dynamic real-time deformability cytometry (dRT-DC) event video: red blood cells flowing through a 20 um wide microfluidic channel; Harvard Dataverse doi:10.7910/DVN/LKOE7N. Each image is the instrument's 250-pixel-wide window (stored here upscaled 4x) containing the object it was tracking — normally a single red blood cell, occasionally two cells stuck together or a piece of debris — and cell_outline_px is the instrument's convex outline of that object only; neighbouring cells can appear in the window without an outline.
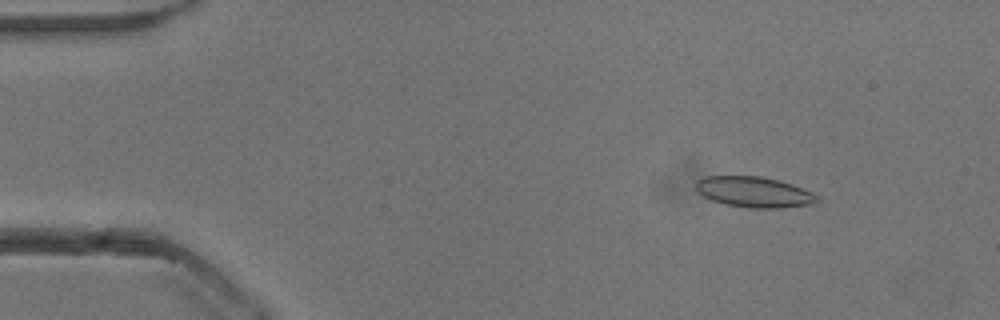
{"species": "common noctule bat (a hibernating species)", "species_latin": "Nyctalus noctula", "temperature_condition": "cold", "stored_images_in_passage": 52, "camera_frame_rate_fps": 3000, "um_per_image_px": 0.085, "animal": {"sex": "male", "body_mass_g": 13.3}, "frame": {"image": 1, "passage_image": 6, "time_ms": 1.667, "image_size_px": [1000, 320], "cell_outline_px": [[820, 200], [812, 204], [784, 208], [748, 208], [724, 204], [712, 200], [704, 196], [696, 188], [696, 180], [704, 176], [760, 176], [780, 180], [792, 184], [812, 192], [820, 196]], "centroid_in_image_um": [64.13, 16.32], "position_along_channel_um": 20.9, "area_um2": 21.85}}
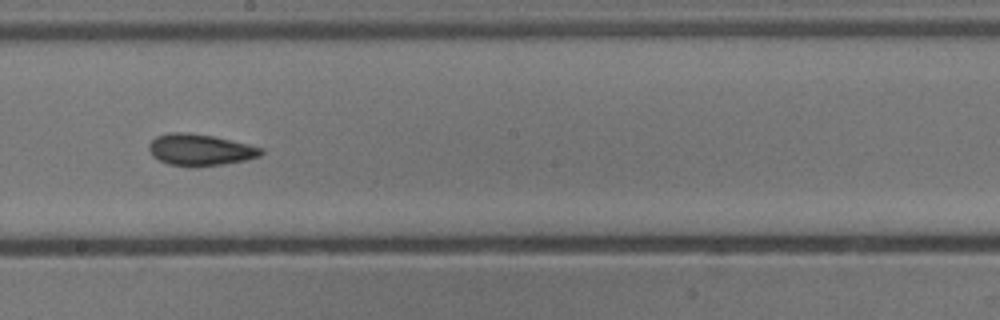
{"frame": {"image": 2, "passage_image": 29, "time_ms": 9.333, "image_size_px": [1000, 320], "cell_outline_px": [[264, 152], [260, 156], [244, 160], [224, 164], [192, 168], [168, 164], [152, 156], [148, 148], [148, 144], [156, 136], [168, 132], [188, 132], [212, 136], [248, 144], [264, 148]], "centroid_in_image_um": [16.99, 12.74], "position_along_channel_um": 231.2, "area_um2": 20.87}}
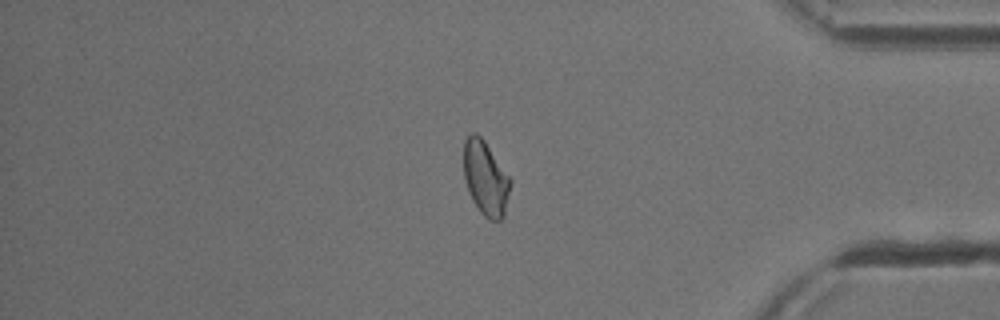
{"frame": {"image": 3, "passage_image": 44, "time_ms": 14.333, "image_size_px": [1000, 320], "cell_outline_px": [[512, 184], [504, 216], [500, 220], [492, 220], [484, 216], [480, 212], [472, 200], [468, 192], [464, 180], [464, 140], [472, 132], [476, 132], [484, 140], [512, 180]], "centroid_in_image_um": [41.28, 15.15], "position_along_channel_um": 393.9, "area_um2": 20.4}, "authors_computed_cell_mechanics": {"area_um2": 20.7213, "velocity_mm_per_s": 3.8403, "shape_relaxation_time_tau1_ms": 7.2632, "shape_relaxation_time_tau2_ms": 2.6446, "deformation_change_tau1": 0.1239, "deformation_change_tau2": 0.071}}